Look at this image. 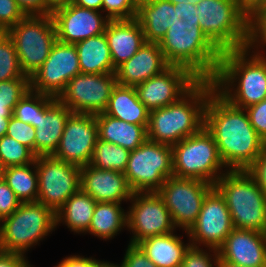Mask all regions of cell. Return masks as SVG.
<instances>
[{"label": "cell", "mask_w": 266, "mask_h": 267, "mask_svg": "<svg viewBox=\"0 0 266 267\" xmlns=\"http://www.w3.org/2000/svg\"><path fill=\"white\" fill-rule=\"evenodd\" d=\"M204 127L213 136L229 170H246L265 149L244 108L229 103L214 90L206 103Z\"/></svg>", "instance_id": "6da1fadb"}, {"label": "cell", "mask_w": 266, "mask_h": 267, "mask_svg": "<svg viewBox=\"0 0 266 267\" xmlns=\"http://www.w3.org/2000/svg\"><path fill=\"white\" fill-rule=\"evenodd\" d=\"M250 52L246 48L222 52L213 79L215 90L223 98L244 109L266 98V56Z\"/></svg>", "instance_id": "7a4b0ae2"}, {"label": "cell", "mask_w": 266, "mask_h": 267, "mask_svg": "<svg viewBox=\"0 0 266 267\" xmlns=\"http://www.w3.org/2000/svg\"><path fill=\"white\" fill-rule=\"evenodd\" d=\"M215 90L213 80H199L171 105L150 111L147 139L173 146L204 127L205 106Z\"/></svg>", "instance_id": "3957f363"}, {"label": "cell", "mask_w": 266, "mask_h": 267, "mask_svg": "<svg viewBox=\"0 0 266 267\" xmlns=\"http://www.w3.org/2000/svg\"><path fill=\"white\" fill-rule=\"evenodd\" d=\"M170 65L186 67L200 80H213L222 52L200 27L171 25L158 43Z\"/></svg>", "instance_id": "277c9868"}, {"label": "cell", "mask_w": 266, "mask_h": 267, "mask_svg": "<svg viewBox=\"0 0 266 267\" xmlns=\"http://www.w3.org/2000/svg\"><path fill=\"white\" fill-rule=\"evenodd\" d=\"M214 187L225 198L235 229L266 233V194L246 170H228Z\"/></svg>", "instance_id": "5b68a950"}, {"label": "cell", "mask_w": 266, "mask_h": 267, "mask_svg": "<svg viewBox=\"0 0 266 267\" xmlns=\"http://www.w3.org/2000/svg\"><path fill=\"white\" fill-rule=\"evenodd\" d=\"M56 225V213L39 202L21 203L0 225V251L25 252L43 240Z\"/></svg>", "instance_id": "8992f818"}, {"label": "cell", "mask_w": 266, "mask_h": 267, "mask_svg": "<svg viewBox=\"0 0 266 267\" xmlns=\"http://www.w3.org/2000/svg\"><path fill=\"white\" fill-rule=\"evenodd\" d=\"M172 162L173 176L213 185L224 174L222 168H226L213 136L205 127L172 146Z\"/></svg>", "instance_id": "52a82bcc"}, {"label": "cell", "mask_w": 266, "mask_h": 267, "mask_svg": "<svg viewBox=\"0 0 266 267\" xmlns=\"http://www.w3.org/2000/svg\"><path fill=\"white\" fill-rule=\"evenodd\" d=\"M196 6L202 32L221 52L245 48L248 17L236 0H202Z\"/></svg>", "instance_id": "ba28073f"}, {"label": "cell", "mask_w": 266, "mask_h": 267, "mask_svg": "<svg viewBox=\"0 0 266 267\" xmlns=\"http://www.w3.org/2000/svg\"><path fill=\"white\" fill-rule=\"evenodd\" d=\"M6 33L13 41L24 75L29 78L43 65L57 41L51 14L25 16Z\"/></svg>", "instance_id": "9c48e42d"}, {"label": "cell", "mask_w": 266, "mask_h": 267, "mask_svg": "<svg viewBox=\"0 0 266 267\" xmlns=\"http://www.w3.org/2000/svg\"><path fill=\"white\" fill-rule=\"evenodd\" d=\"M124 174L133 192H157L173 176L172 146L146 139L130 151Z\"/></svg>", "instance_id": "30bf717a"}, {"label": "cell", "mask_w": 266, "mask_h": 267, "mask_svg": "<svg viewBox=\"0 0 266 267\" xmlns=\"http://www.w3.org/2000/svg\"><path fill=\"white\" fill-rule=\"evenodd\" d=\"M37 202L50 207L55 213L66 200L80 190L81 167L59 160L54 156H37Z\"/></svg>", "instance_id": "8fae6325"}, {"label": "cell", "mask_w": 266, "mask_h": 267, "mask_svg": "<svg viewBox=\"0 0 266 267\" xmlns=\"http://www.w3.org/2000/svg\"><path fill=\"white\" fill-rule=\"evenodd\" d=\"M213 184L192 178L170 176L157 193L162 197L176 228L187 232L196 222L202 203Z\"/></svg>", "instance_id": "7c38bea8"}, {"label": "cell", "mask_w": 266, "mask_h": 267, "mask_svg": "<svg viewBox=\"0 0 266 267\" xmlns=\"http://www.w3.org/2000/svg\"><path fill=\"white\" fill-rule=\"evenodd\" d=\"M116 85V73H79L57 99L72 113L97 115L105 111Z\"/></svg>", "instance_id": "4fadbf2b"}, {"label": "cell", "mask_w": 266, "mask_h": 267, "mask_svg": "<svg viewBox=\"0 0 266 267\" xmlns=\"http://www.w3.org/2000/svg\"><path fill=\"white\" fill-rule=\"evenodd\" d=\"M130 202L127 228L133 237L129 244L137 245L146 238L176 230L171 214L157 192H134Z\"/></svg>", "instance_id": "5bb4252c"}, {"label": "cell", "mask_w": 266, "mask_h": 267, "mask_svg": "<svg viewBox=\"0 0 266 267\" xmlns=\"http://www.w3.org/2000/svg\"><path fill=\"white\" fill-rule=\"evenodd\" d=\"M79 73L76 46L57 40L43 65L30 77V90L58 98L67 83Z\"/></svg>", "instance_id": "9a60e30c"}, {"label": "cell", "mask_w": 266, "mask_h": 267, "mask_svg": "<svg viewBox=\"0 0 266 267\" xmlns=\"http://www.w3.org/2000/svg\"><path fill=\"white\" fill-rule=\"evenodd\" d=\"M234 229L225 198L214 187L204 198L196 222L186 232L192 246L218 250Z\"/></svg>", "instance_id": "2e32d148"}, {"label": "cell", "mask_w": 266, "mask_h": 267, "mask_svg": "<svg viewBox=\"0 0 266 267\" xmlns=\"http://www.w3.org/2000/svg\"><path fill=\"white\" fill-rule=\"evenodd\" d=\"M199 80L186 67L170 65L160 74L136 85L135 89L141 103L153 111L179 100Z\"/></svg>", "instance_id": "e0dca14e"}, {"label": "cell", "mask_w": 266, "mask_h": 267, "mask_svg": "<svg viewBox=\"0 0 266 267\" xmlns=\"http://www.w3.org/2000/svg\"><path fill=\"white\" fill-rule=\"evenodd\" d=\"M97 139L96 115L71 113L52 156L79 167L87 166L91 162Z\"/></svg>", "instance_id": "ac0fdd59"}, {"label": "cell", "mask_w": 266, "mask_h": 267, "mask_svg": "<svg viewBox=\"0 0 266 267\" xmlns=\"http://www.w3.org/2000/svg\"><path fill=\"white\" fill-rule=\"evenodd\" d=\"M57 40L75 44L81 40L103 34L110 19L97 10L69 3L52 10Z\"/></svg>", "instance_id": "d6986e66"}, {"label": "cell", "mask_w": 266, "mask_h": 267, "mask_svg": "<svg viewBox=\"0 0 266 267\" xmlns=\"http://www.w3.org/2000/svg\"><path fill=\"white\" fill-rule=\"evenodd\" d=\"M224 261L243 267H266V233L233 229L218 249Z\"/></svg>", "instance_id": "ffe728a7"}, {"label": "cell", "mask_w": 266, "mask_h": 267, "mask_svg": "<svg viewBox=\"0 0 266 267\" xmlns=\"http://www.w3.org/2000/svg\"><path fill=\"white\" fill-rule=\"evenodd\" d=\"M80 189L96 202L130 201L134 193L124 173L102 170L90 164L81 167Z\"/></svg>", "instance_id": "44dd1931"}, {"label": "cell", "mask_w": 266, "mask_h": 267, "mask_svg": "<svg viewBox=\"0 0 266 267\" xmlns=\"http://www.w3.org/2000/svg\"><path fill=\"white\" fill-rule=\"evenodd\" d=\"M169 66L159 44L145 42L129 60L116 69L117 84L135 87Z\"/></svg>", "instance_id": "7402d4cb"}, {"label": "cell", "mask_w": 266, "mask_h": 267, "mask_svg": "<svg viewBox=\"0 0 266 267\" xmlns=\"http://www.w3.org/2000/svg\"><path fill=\"white\" fill-rule=\"evenodd\" d=\"M71 113L72 111L57 98L39 112V118L35 123L36 156H50L55 153Z\"/></svg>", "instance_id": "603a6c76"}, {"label": "cell", "mask_w": 266, "mask_h": 267, "mask_svg": "<svg viewBox=\"0 0 266 267\" xmlns=\"http://www.w3.org/2000/svg\"><path fill=\"white\" fill-rule=\"evenodd\" d=\"M104 33L115 69L129 60L146 42L143 29L136 18L110 20Z\"/></svg>", "instance_id": "cb8c5ba5"}, {"label": "cell", "mask_w": 266, "mask_h": 267, "mask_svg": "<svg viewBox=\"0 0 266 267\" xmlns=\"http://www.w3.org/2000/svg\"><path fill=\"white\" fill-rule=\"evenodd\" d=\"M98 139L113 143L128 150L140 147L147 139V126L125 122L110 115H96Z\"/></svg>", "instance_id": "d4e9b609"}, {"label": "cell", "mask_w": 266, "mask_h": 267, "mask_svg": "<svg viewBox=\"0 0 266 267\" xmlns=\"http://www.w3.org/2000/svg\"><path fill=\"white\" fill-rule=\"evenodd\" d=\"M182 236L169 234L146 238L137 245L157 267H180L191 243L184 244Z\"/></svg>", "instance_id": "484cf974"}, {"label": "cell", "mask_w": 266, "mask_h": 267, "mask_svg": "<svg viewBox=\"0 0 266 267\" xmlns=\"http://www.w3.org/2000/svg\"><path fill=\"white\" fill-rule=\"evenodd\" d=\"M105 114L131 124L148 125L150 111L141 103L135 87L117 84Z\"/></svg>", "instance_id": "4316f807"}, {"label": "cell", "mask_w": 266, "mask_h": 267, "mask_svg": "<svg viewBox=\"0 0 266 267\" xmlns=\"http://www.w3.org/2000/svg\"><path fill=\"white\" fill-rule=\"evenodd\" d=\"M146 42L159 43L171 26V2L138 0L137 16Z\"/></svg>", "instance_id": "83f0119b"}, {"label": "cell", "mask_w": 266, "mask_h": 267, "mask_svg": "<svg viewBox=\"0 0 266 267\" xmlns=\"http://www.w3.org/2000/svg\"><path fill=\"white\" fill-rule=\"evenodd\" d=\"M76 46L81 73H115L105 33L81 40Z\"/></svg>", "instance_id": "f1b7e54d"}, {"label": "cell", "mask_w": 266, "mask_h": 267, "mask_svg": "<svg viewBox=\"0 0 266 267\" xmlns=\"http://www.w3.org/2000/svg\"><path fill=\"white\" fill-rule=\"evenodd\" d=\"M96 203L89 194L80 189L56 212V225L63 222L71 231L87 233Z\"/></svg>", "instance_id": "f546056e"}, {"label": "cell", "mask_w": 266, "mask_h": 267, "mask_svg": "<svg viewBox=\"0 0 266 267\" xmlns=\"http://www.w3.org/2000/svg\"><path fill=\"white\" fill-rule=\"evenodd\" d=\"M117 202H97L88 233L103 240L114 238L127 226V212Z\"/></svg>", "instance_id": "4dcf8cb0"}, {"label": "cell", "mask_w": 266, "mask_h": 267, "mask_svg": "<svg viewBox=\"0 0 266 267\" xmlns=\"http://www.w3.org/2000/svg\"><path fill=\"white\" fill-rule=\"evenodd\" d=\"M4 181L13 190L21 203L37 202L38 175L35 162L5 168Z\"/></svg>", "instance_id": "1f68e13d"}, {"label": "cell", "mask_w": 266, "mask_h": 267, "mask_svg": "<svg viewBox=\"0 0 266 267\" xmlns=\"http://www.w3.org/2000/svg\"><path fill=\"white\" fill-rule=\"evenodd\" d=\"M129 154L130 150L126 148L97 139L90 165L102 170L124 173Z\"/></svg>", "instance_id": "d6a6232c"}, {"label": "cell", "mask_w": 266, "mask_h": 267, "mask_svg": "<svg viewBox=\"0 0 266 267\" xmlns=\"http://www.w3.org/2000/svg\"><path fill=\"white\" fill-rule=\"evenodd\" d=\"M53 99L54 97L52 96L30 90L19 100L12 115L35 128V123L39 118V112H42Z\"/></svg>", "instance_id": "836d02e7"}, {"label": "cell", "mask_w": 266, "mask_h": 267, "mask_svg": "<svg viewBox=\"0 0 266 267\" xmlns=\"http://www.w3.org/2000/svg\"><path fill=\"white\" fill-rule=\"evenodd\" d=\"M36 154L14 138L3 135L0 138V160L5 168L27 165L35 162Z\"/></svg>", "instance_id": "e575fe53"}, {"label": "cell", "mask_w": 266, "mask_h": 267, "mask_svg": "<svg viewBox=\"0 0 266 267\" xmlns=\"http://www.w3.org/2000/svg\"><path fill=\"white\" fill-rule=\"evenodd\" d=\"M24 75L13 41L6 32L0 34V82Z\"/></svg>", "instance_id": "d590c367"}, {"label": "cell", "mask_w": 266, "mask_h": 267, "mask_svg": "<svg viewBox=\"0 0 266 267\" xmlns=\"http://www.w3.org/2000/svg\"><path fill=\"white\" fill-rule=\"evenodd\" d=\"M259 44V45H258ZM266 46V6L256 10L248 17L247 23V42L245 48L250 51L253 47L256 51L252 50L254 54L263 55L258 50V47L265 48Z\"/></svg>", "instance_id": "8d00e7d4"}, {"label": "cell", "mask_w": 266, "mask_h": 267, "mask_svg": "<svg viewBox=\"0 0 266 267\" xmlns=\"http://www.w3.org/2000/svg\"><path fill=\"white\" fill-rule=\"evenodd\" d=\"M30 91V78H20L0 82V104H5L12 112L19 100Z\"/></svg>", "instance_id": "74e56055"}, {"label": "cell", "mask_w": 266, "mask_h": 267, "mask_svg": "<svg viewBox=\"0 0 266 267\" xmlns=\"http://www.w3.org/2000/svg\"><path fill=\"white\" fill-rule=\"evenodd\" d=\"M138 0H103L102 12L110 20H128L137 16Z\"/></svg>", "instance_id": "f35d334b"}, {"label": "cell", "mask_w": 266, "mask_h": 267, "mask_svg": "<svg viewBox=\"0 0 266 267\" xmlns=\"http://www.w3.org/2000/svg\"><path fill=\"white\" fill-rule=\"evenodd\" d=\"M214 254L207 253L200 247L190 245L186 250L180 267H217L219 254L218 250L208 248ZM213 256V259H212Z\"/></svg>", "instance_id": "ab89813d"}, {"label": "cell", "mask_w": 266, "mask_h": 267, "mask_svg": "<svg viewBox=\"0 0 266 267\" xmlns=\"http://www.w3.org/2000/svg\"><path fill=\"white\" fill-rule=\"evenodd\" d=\"M6 135L30 148L35 153V128L13 115L9 118Z\"/></svg>", "instance_id": "60d3db41"}, {"label": "cell", "mask_w": 266, "mask_h": 267, "mask_svg": "<svg viewBox=\"0 0 266 267\" xmlns=\"http://www.w3.org/2000/svg\"><path fill=\"white\" fill-rule=\"evenodd\" d=\"M197 6L191 3H171V25H194L200 27Z\"/></svg>", "instance_id": "b9f144b4"}, {"label": "cell", "mask_w": 266, "mask_h": 267, "mask_svg": "<svg viewBox=\"0 0 266 267\" xmlns=\"http://www.w3.org/2000/svg\"><path fill=\"white\" fill-rule=\"evenodd\" d=\"M25 16L16 0H0V31L6 32Z\"/></svg>", "instance_id": "7bdbcfd3"}, {"label": "cell", "mask_w": 266, "mask_h": 267, "mask_svg": "<svg viewBox=\"0 0 266 267\" xmlns=\"http://www.w3.org/2000/svg\"><path fill=\"white\" fill-rule=\"evenodd\" d=\"M249 121L257 134L266 143V98L245 108Z\"/></svg>", "instance_id": "ee69618b"}, {"label": "cell", "mask_w": 266, "mask_h": 267, "mask_svg": "<svg viewBox=\"0 0 266 267\" xmlns=\"http://www.w3.org/2000/svg\"><path fill=\"white\" fill-rule=\"evenodd\" d=\"M21 201L3 180L0 181V221L10 216L20 206Z\"/></svg>", "instance_id": "f6af8a7d"}, {"label": "cell", "mask_w": 266, "mask_h": 267, "mask_svg": "<svg viewBox=\"0 0 266 267\" xmlns=\"http://www.w3.org/2000/svg\"><path fill=\"white\" fill-rule=\"evenodd\" d=\"M121 265L122 267H157L138 245L133 244L128 245Z\"/></svg>", "instance_id": "bcb514c9"}, {"label": "cell", "mask_w": 266, "mask_h": 267, "mask_svg": "<svg viewBox=\"0 0 266 267\" xmlns=\"http://www.w3.org/2000/svg\"><path fill=\"white\" fill-rule=\"evenodd\" d=\"M246 171L266 194V147Z\"/></svg>", "instance_id": "7dc6e473"}, {"label": "cell", "mask_w": 266, "mask_h": 267, "mask_svg": "<svg viewBox=\"0 0 266 267\" xmlns=\"http://www.w3.org/2000/svg\"><path fill=\"white\" fill-rule=\"evenodd\" d=\"M16 2L26 16L52 14V9L45 0H16Z\"/></svg>", "instance_id": "c3c4849f"}, {"label": "cell", "mask_w": 266, "mask_h": 267, "mask_svg": "<svg viewBox=\"0 0 266 267\" xmlns=\"http://www.w3.org/2000/svg\"><path fill=\"white\" fill-rule=\"evenodd\" d=\"M0 267H31L25 255L0 251Z\"/></svg>", "instance_id": "681fc988"}, {"label": "cell", "mask_w": 266, "mask_h": 267, "mask_svg": "<svg viewBox=\"0 0 266 267\" xmlns=\"http://www.w3.org/2000/svg\"><path fill=\"white\" fill-rule=\"evenodd\" d=\"M98 261L99 260L92 257L88 258L79 255H71L61 260V263L64 267H96Z\"/></svg>", "instance_id": "f907efd6"}, {"label": "cell", "mask_w": 266, "mask_h": 267, "mask_svg": "<svg viewBox=\"0 0 266 267\" xmlns=\"http://www.w3.org/2000/svg\"><path fill=\"white\" fill-rule=\"evenodd\" d=\"M236 3L247 17L261 7L266 6V0H236Z\"/></svg>", "instance_id": "816d5d0a"}, {"label": "cell", "mask_w": 266, "mask_h": 267, "mask_svg": "<svg viewBox=\"0 0 266 267\" xmlns=\"http://www.w3.org/2000/svg\"><path fill=\"white\" fill-rule=\"evenodd\" d=\"M102 2L103 0H72V4L79 7L93 9L102 12Z\"/></svg>", "instance_id": "f5cc1de1"}, {"label": "cell", "mask_w": 266, "mask_h": 267, "mask_svg": "<svg viewBox=\"0 0 266 267\" xmlns=\"http://www.w3.org/2000/svg\"><path fill=\"white\" fill-rule=\"evenodd\" d=\"M45 2L53 10L56 7L71 3L72 0H45Z\"/></svg>", "instance_id": "db71d44e"}, {"label": "cell", "mask_w": 266, "mask_h": 267, "mask_svg": "<svg viewBox=\"0 0 266 267\" xmlns=\"http://www.w3.org/2000/svg\"><path fill=\"white\" fill-rule=\"evenodd\" d=\"M9 118L10 117H2V116H0V138L3 135H6L7 127H8V123H9Z\"/></svg>", "instance_id": "11a10c76"}, {"label": "cell", "mask_w": 266, "mask_h": 267, "mask_svg": "<svg viewBox=\"0 0 266 267\" xmlns=\"http://www.w3.org/2000/svg\"><path fill=\"white\" fill-rule=\"evenodd\" d=\"M0 116L11 117L12 111L9 108H6L5 104H0Z\"/></svg>", "instance_id": "9f6ffc18"}, {"label": "cell", "mask_w": 266, "mask_h": 267, "mask_svg": "<svg viewBox=\"0 0 266 267\" xmlns=\"http://www.w3.org/2000/svg\"><path fill=\"white\" fill-rule=\"evenodd\" d=\"M217 267H243V266H239L237 264L224 261L219 257Z\"/></svg>", "instance_id": "6f0895ef"}, {"label": "cell", "mask_w": 266, "mask_h": 267, "mask_svg": "<svg viewBox=\"0 0 266 267\" xmlns=\"http://www.w3.org/2000/svg\"><path fill=\"white\" fill-rule=\"evenodd\" d=\"M96 267H122V265H115V264H113V263H110V262H104V261H98L97 262V265H96Z\"/></svg>", "instance_id": "680465c9"}, {"label": "cell", "mask_w": 266, "mask_h": 267, "mask_svg": "<svg viewBox=\"0 0 266 267\" xmlns=\"http://www.w3.org/2000/svg\"><path fill=\"white\" fill-rule=\"evenodd\" d=\"M170 1L171 3L173 4H177V3H193V4H196V3H199L200 1L202 0H168Z\"/></svg>", "instance_id": "91938a15"}, {"label": "cell", "mask_w": 266, "mask_h": 267, "mask_svg": "<svg viewBox=\"0 0 266 267\" xmlns=\"http://www.w3.org/2000/svg\"><path fill=\"white\" fill-rule=\"evenodd\" d=\"M4 172H5V166L3 165L2 161L0 160V181L4 179Z\"/></svg>", "instance_id": "94428289"}, {"label": "cell", "mask_w": 266, "mask_h": 267, "mask_svg": "<svg viewBox=\"0 0 266 267\" xmlns=\"http://www.w3.org/2000/svg\"><path fill=\"white\" fill-rule=\"evenodd\" d=\"M55 267H64V265L61 262H59V264Z\"/></svg>", "instance_id": "6125c7cd"}]
</instances>
